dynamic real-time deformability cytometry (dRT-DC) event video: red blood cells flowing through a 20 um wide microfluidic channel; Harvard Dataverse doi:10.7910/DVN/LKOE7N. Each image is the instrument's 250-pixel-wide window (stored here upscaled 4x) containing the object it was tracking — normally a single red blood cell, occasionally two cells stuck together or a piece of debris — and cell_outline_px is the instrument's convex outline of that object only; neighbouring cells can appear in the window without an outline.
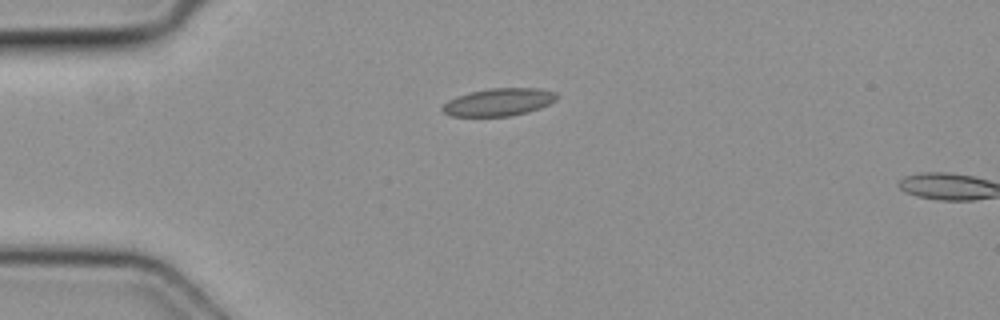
{"species": "common noctule bat (a hibernating species)", "species_latin": "Nyctalus noctula", "temperature_condition": "cold", "stored_images_in_passage": 3, "camera_frame_rate_fps": 3000, "um_per_image_px": 0.085, "animal": {"sex": "female", "body_mass_g": 19.3, "forearm_length_mm": 54.1}, "frame": {"image": 1, "passage_image": 2, "time_ms": 0.333, "image_size_px": [1000, 320], "cell_outline_px": [[560, 96], [556, 100], [540, 108], [528, 112], [508, 116], [452, 116], [444, 112], [440, 108], [448, 100], [472, 92], [492, 88], [540, 88], [556, 92]], "centroid_in_image_um": [42.45, 8.68], "position_along_channel_um": 42.6, "area_um2": 18.26}}